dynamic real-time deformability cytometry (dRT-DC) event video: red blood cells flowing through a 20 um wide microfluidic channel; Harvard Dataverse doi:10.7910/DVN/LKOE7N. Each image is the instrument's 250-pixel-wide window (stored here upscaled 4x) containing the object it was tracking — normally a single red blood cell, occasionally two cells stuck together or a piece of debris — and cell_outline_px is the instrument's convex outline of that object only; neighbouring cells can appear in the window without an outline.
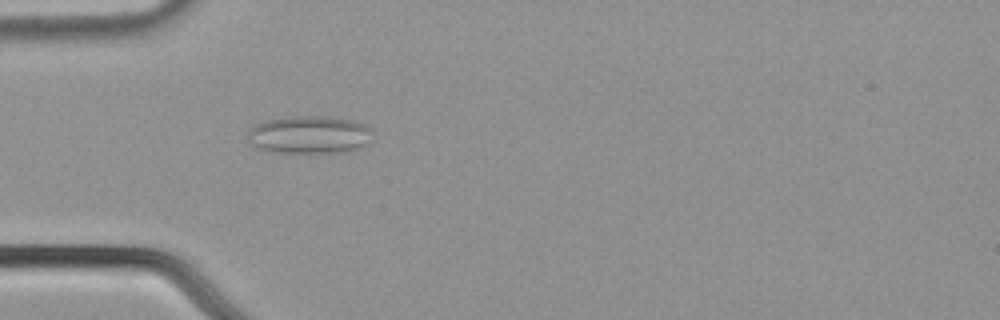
{"species": "common noctule bat (a hibernating species)", "species_latin": "Nyctalus noctula", "temperature_condition": "cold", "stored_images_in_passage": 56, "camera_frame_rate_fps": 3000, "um_per_image_px": 0.085, "animal": {"sex": "male", "body_mass_g": 21.5, "forearm_length_mm": 52.0}, "frame": {"image": 1, "passage_image": 17, "time_ms": 5.333, "image_size_px": [1000, 320], "cell_outline_px": [[372, 128], [368, 144], [360, 148], [348, 152], [272, 152], [260, 148], [252, 144], [248, 140], [248, 132], [256, 124], [268, 120], [292, 116], [328, 116], [352, 120], [364, 124]], "centroid_in_image_um": [26.34, 11.45], "position_along_channel_um": 58.7, "area_um2": 27.46}}
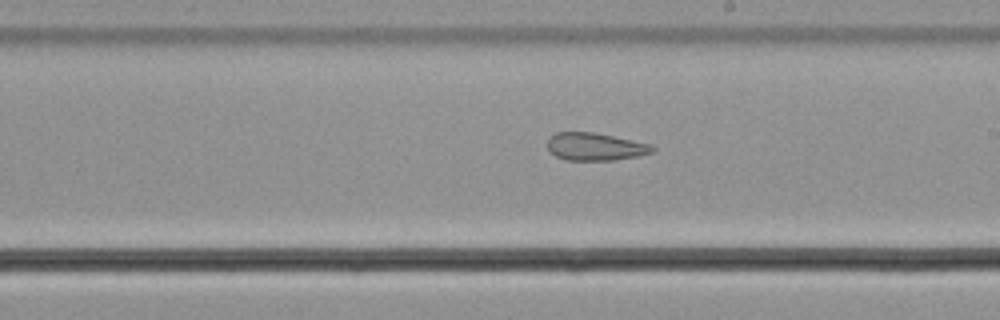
{"frame": {"image": 2, "passage_image": 32, "time_ms": 10.333, "image_size_px": [1000, 320], "cell_outline_px": [[656, 152], [640, 156], [612, 160], [568, 160], [556, 156], [548, 148], [548, 136], [556, 132], [592, 132], [652, 144], [656, 148]], "centroid_in_image_um": [50.64, 12.46], "position_along_channel_um": 238.4, "area_um2": 16.99}}
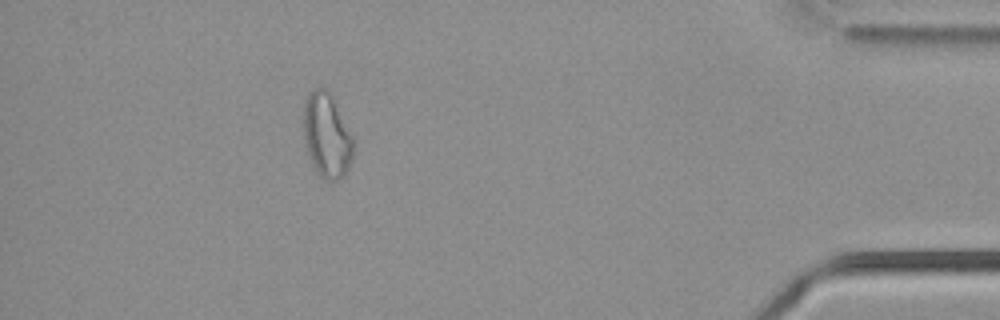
{"frame": {"image": 3, "passage_image": 50, "time_ms": 16.333, "image_size_px": [1000, 320], "cell_outline_px": [[352, 156], [348, 168], [336, 180], [324, 180], [320, 176], [308, 152], [304, 140], [304, 104], [308, 92], [312, 88], [324, 88], [328, 92], [352, 136]], "centroid_in_image_um": [27.74, 11.5], "position_along_channel_um": 407.5, "area_um2": 23.52}, "authors_computed_cell_mechanics": {"area_um2": 23.2067, "velocity_mm_per_s": 3.6892, "shape_relaxation_time_tau1_ms": null, "shape_relaxation_time_tau2_ms": 3.7219, "deformation_change_tau1": null, "deformation_change_tau2": 0.1283}}